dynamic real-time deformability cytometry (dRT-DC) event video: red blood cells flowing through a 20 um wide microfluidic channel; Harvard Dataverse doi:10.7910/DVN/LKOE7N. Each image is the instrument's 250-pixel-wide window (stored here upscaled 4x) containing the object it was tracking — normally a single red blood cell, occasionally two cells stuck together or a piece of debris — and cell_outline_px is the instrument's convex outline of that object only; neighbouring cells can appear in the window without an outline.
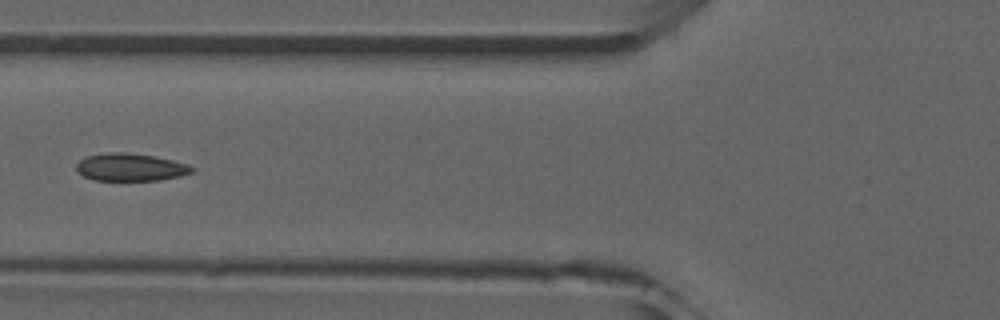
{"species": "common noctule bat (a hibernating species)", "species_latin": "Nyctalus noctula", "temperature_condition": "room temperature", "stored_images_in_passage": 7, "camera_frame_rate_fps": 3000, "um_per_image_px": 0.085, "animal": {"sex": "male", "forearm_length_mm": 52.5}, "frame": {"image": 1, "passage_image": 6, "time_ms": 6.0, "image_size_px": [1000, 320], "cell_outline_px": [[196, 168], [192, 172], [180, 176], [160, 180], [92, 180], [84, 176], [76, 168], [76, 164], [80, 160], [88, 156], [108, 152], [124, 152], [152, 156], [172, 160], [188, 164]], "centroid_in_image_um": [11.11, 14.21], "position_along_channel_um": 114.7, "area_um2": 18.44}}
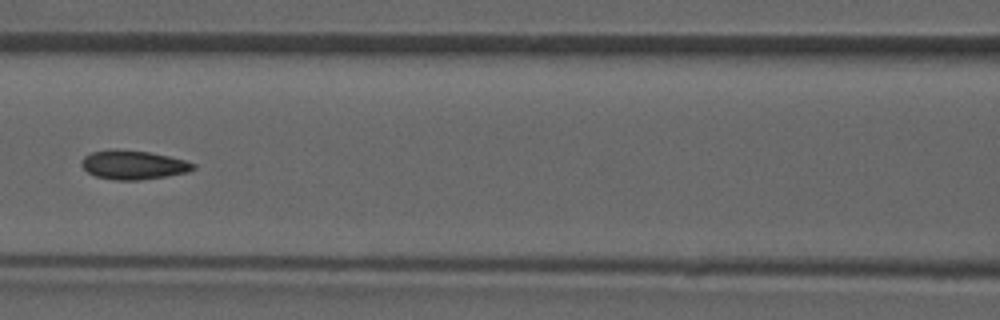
{"frame": {"image": 2, "passage_image": 7, "time_ms": 7.0, "image_size_px": [1000, 320], "cell_outline_px": [[196, 168], [188, 172], [168, 176], [140, 180], [116, 180], [96, 176], [88, 172], [80, 164], [84, 156], [92, 152], [112, 148], [116, 148], [148, 152], [168, 156], [184, 160], [196, 164]], "centroid_in_image_um": [11.33, 14.01], "position_along_channel_um": 155.3, "area_um2": 18.96}}